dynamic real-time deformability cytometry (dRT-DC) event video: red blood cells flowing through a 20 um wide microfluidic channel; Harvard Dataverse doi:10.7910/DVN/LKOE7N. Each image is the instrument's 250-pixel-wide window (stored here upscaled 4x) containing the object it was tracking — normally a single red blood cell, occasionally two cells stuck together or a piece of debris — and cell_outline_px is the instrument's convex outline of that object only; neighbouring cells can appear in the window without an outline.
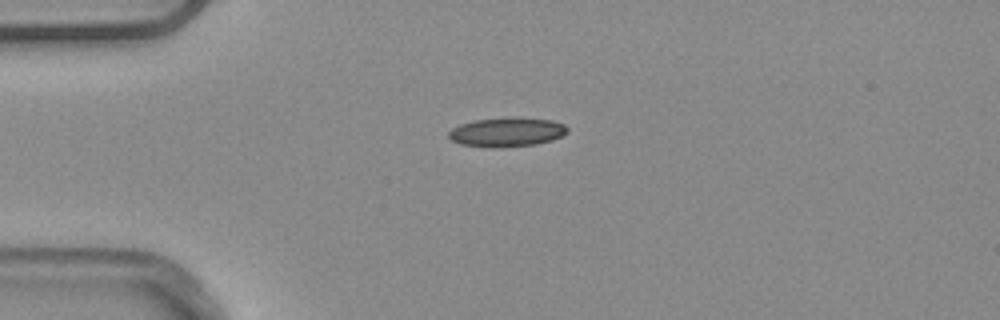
{"species": "common noctule bat (a hibernating species)", "species_latin": "Nyctalus noctula", "temperature_condition": "warm", "stored_images_in_passage": 40, "camera_frame_rate_fps": 3000, "um_per_image_px": 0.085, "animal": {"sex": "male", "body_mass_g": 20.4}, "frame": {"image": 1, "passage_image": 1, "time_ms": 0.0, "image_size_px": [1000, 320], "cell_outline_px": [[568, 132], [552, 140], [536, 144], [492, 148], [488, 148], [460, 144], [452, 140], [448, 136], [448, 132], [452, 128], [460, 124], [476, 120], [552, 120], [564, 124], [568, 128]], "centroid_in_image_um": [43.04, 11.28], "position_along_channel_um": 42.0, "area_um2": 19.31}}
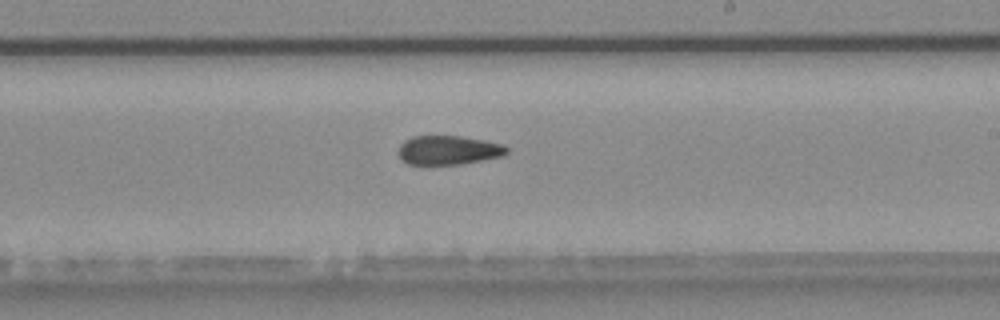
{"frame": {"image": 2, "passage_image": 19, "time_ms": 6.0, "image_size_px": [1000, 320], "cell_outline_px": [[508, 152], [500, 156], [460, 164], [428, 168], [408, 164], [400, 160], [396, 152], [400, 144], [404, 140], [412, 136], [460, 136], [484, 140], [500, 144], [508, 148]], "centroid_in_image_um": [37.97, 12.81], "position_along_channel_um": 251.0, "area_um2": 19.07}}
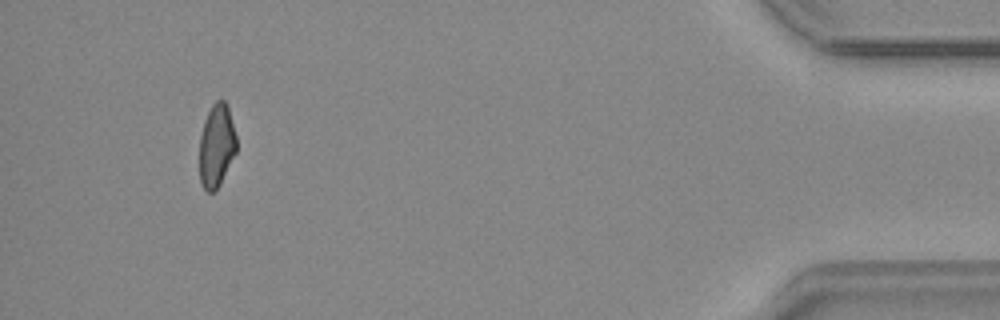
{"frame": {"image": 3, "passage_image": 37, "time_ms": 12.0, "image_size_px": [1000, 320], "cell_outline_px": [[236, 152], [220, 184], [212, 192], [208, 192], [204, 188], [200, 180], [200, 136], [204, 120], [212, 104], [216, 100], [224, 100], [228, 108], [236, 136]], "centroid_in_image_um": [18.4, 12.37], "position_along_channel_um": 416.8, "area_um2": 17.69}, "authors_computed_cell_mechanics": {"area_um2": 19.1896, "velocity_mm_per_s": 3.9032, "shape_relaxation_time_tau1_ms": null, "shape_relaxation_time_tau2_ms": 4.9231, "deformation_change_tau1": null, "deformation_change_tau2": 0.1264}}